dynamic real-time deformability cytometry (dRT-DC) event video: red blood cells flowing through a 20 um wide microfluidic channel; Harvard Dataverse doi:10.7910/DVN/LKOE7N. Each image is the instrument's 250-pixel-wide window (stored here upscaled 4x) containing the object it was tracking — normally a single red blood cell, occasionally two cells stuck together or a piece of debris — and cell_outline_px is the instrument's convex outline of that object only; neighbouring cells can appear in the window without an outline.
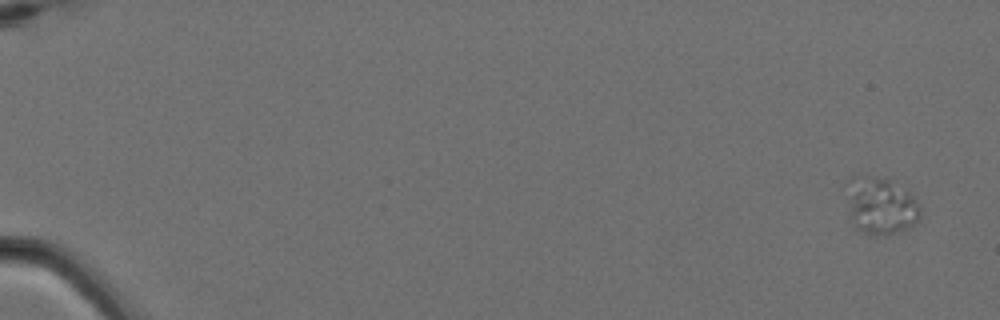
{"species": "Egyptian fruit bat (a non-hibernating species)", "species_latin": "Rousettus aegyptiacus", "temperature_condition": "cold", "stored_images_in_passage": 6, "camera_frame_rate_fps": 3000, "um_per_image_px": 0.085, "animal": {"sex": "female"}, "frame": {"image": 1, "passage_image": 1, "time_ms": 0.0, "image_size_px": [1000, 320], "cell_outline_px": [[920, 220], [908, 228], [900, 232], [884, 236], [876, 236], [864, 232], [856, 228], [852, 216], [844, 184], [844, 180], [860, 172], [888, 176], [908, 192], [920, 204]], "centroid_in_image_um": [74.84, 17.39], "position_along_channel_um": 10.2, "area_um2": 25.66}}
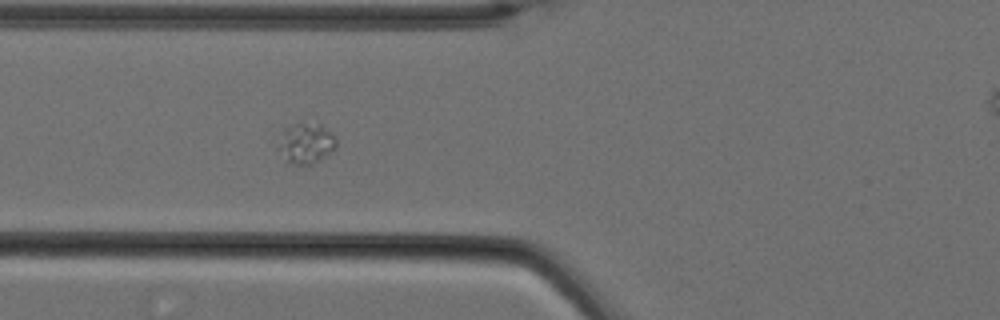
{"frame": {"image": 2, "passage_image": 6, "time_ms": 1.667, "image_size_px": [1000, 320], "cell_outline_px": [[336, 148], [320, 160], [312, 164], [288, 164], [280, 148], [280, 132], [284, 128], [296, 124], [320, 124], [336, 140]], "centroid_in_image_um": [26.0, 12.2], "position_along_channel_um": 99.8, "area_um2": 13.18}}